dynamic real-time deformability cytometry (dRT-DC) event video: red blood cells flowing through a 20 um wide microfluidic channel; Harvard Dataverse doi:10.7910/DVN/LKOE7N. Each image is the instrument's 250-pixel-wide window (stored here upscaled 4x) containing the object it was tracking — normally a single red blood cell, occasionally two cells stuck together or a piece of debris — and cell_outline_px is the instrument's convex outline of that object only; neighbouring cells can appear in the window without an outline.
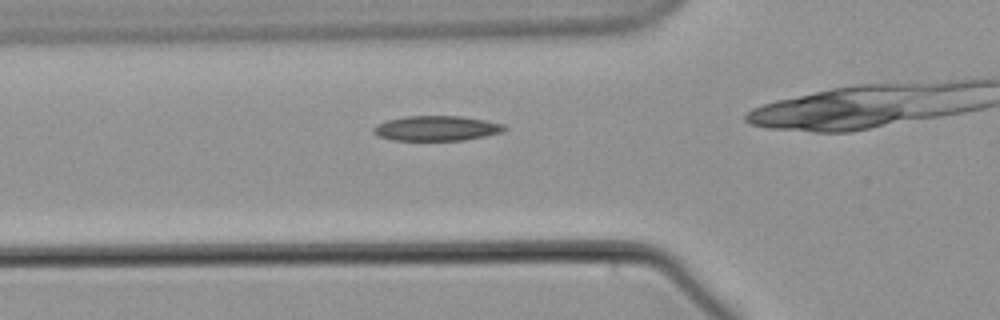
{"species": "common noctule bat (a hibernating species)", "species_latin": "Nyctalus noctula", "temperature_condition": "warm", "stored_images_in_passage": 41, "camera_frame_rate_fps": 3000, "um_per_image_px": 0.085, "animal": {"sex": "male", "body_mass_g": 21.5, "forearm_length_mm": 52.0}, "frame": {"image": 1, "passage_image": 15, "time_ms": 4.667, "image_size_px": [1000, 320], "cell_outline_px": [[508, 128], [504, 132], [464, 140], [392, 140], [380, 136], [372, 132], [372, 128], [376, 124], [388, 120], [408, 116], [460, 116], [484, 120], [504, 124]], "centroid_in_image_um": [37.12, 10.9], "position_along_channel_um": 88.7, "area_um2": 19.02}}
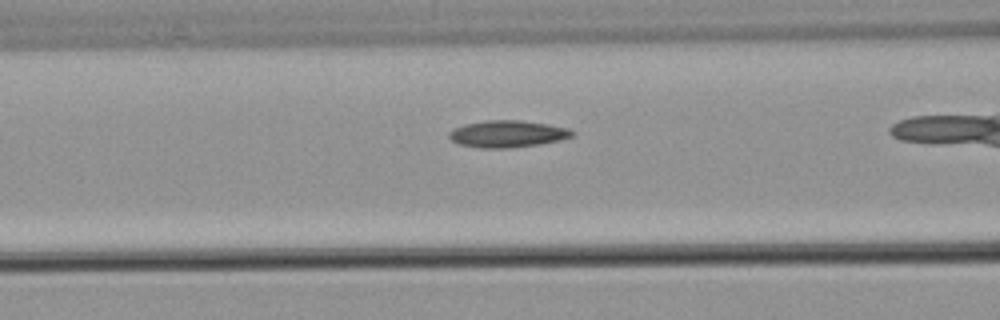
{"frame": {"image": 2, "passage_image": 18, "time_ms": 5.667, "image_size_px": [1000, 320], "cell_outline_px": [[576, 136], [560, 140], [540, 144], [508, 148], [480, 148], [460, 144], [452, 140], [448, 136], [448, 132], [452, 128], [464, 124], [488, 120], [520, 120], [548, 124], [568, 128], [576, 132]], "centroid_in_image_um": [43.16, 11.38], "position_along_channel_um": 123.4, "area_um2": 19.48}}
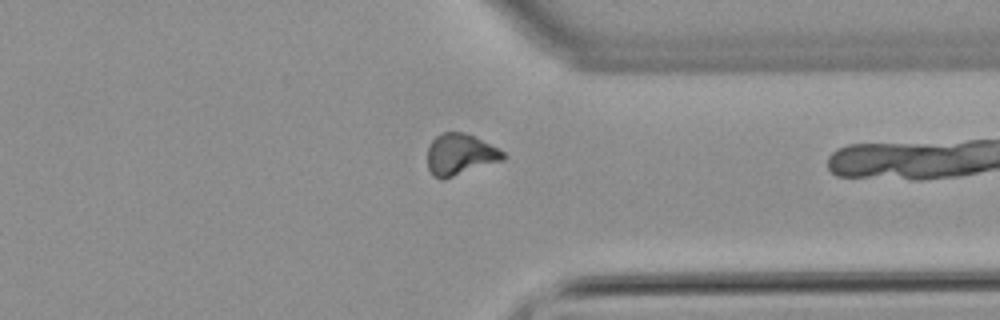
{"frame": {"image": 3, "passage_image": 40, "time_ms": 13.0, "image_size_px": [1000, 320], "cell_outline_px": [[508, 156], [504, 160], [444, 180], [440, 180], [432, 176], [428, 168], [428, 144], [436, 136], [444, 132], [464, 132], [504, 152]], "centroid_in_image_um": [39.08, 13.16], "position_along_channel_um": 372.3, "area_um2": 18.32}}